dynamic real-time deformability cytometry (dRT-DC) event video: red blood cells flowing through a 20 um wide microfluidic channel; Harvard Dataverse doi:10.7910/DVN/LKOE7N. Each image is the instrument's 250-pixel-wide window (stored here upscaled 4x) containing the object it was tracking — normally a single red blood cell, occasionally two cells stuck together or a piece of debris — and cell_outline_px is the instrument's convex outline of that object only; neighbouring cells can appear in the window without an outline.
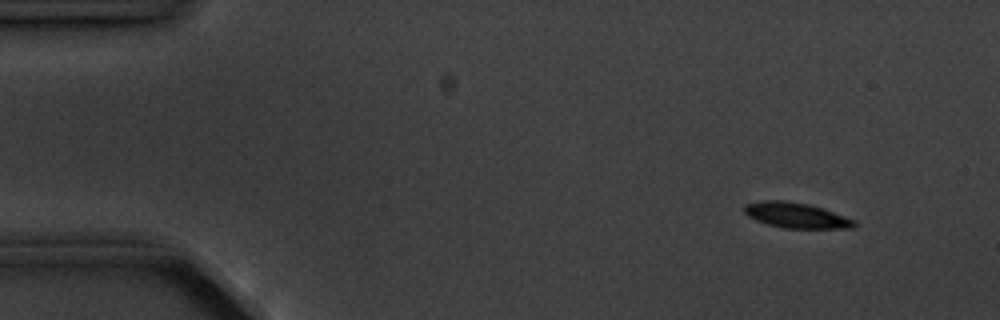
{"species": "common noctule bat (a hibernating species)", "species_latin": "Nyctalus noctula", "temperature_condition": "cold", "stored_images_in_passage": 5, "camera_frame_rate_fps": 3000, "um_per_image_px": 0.085, "animal": {"sex": "male", "body_mass_g": 20.1, "forearm_length_mm": 53.5}, "frame": {"image": 1, "passage_image": 2, "time_ms": 1.333, "image_size_px": [1000, 320], "cell_outline_px": [[856, 224], [852, 228], [784, 228], [768, 224], [756, 220], [748, 216], [740, 208], [744, 204], [760, 200], [784, 200], [808, 204], [824, 208], [856, 220]], "centroid_in_image_um": [67.64, 18.28], "position_along_channel_um": 17.4, "area_um2": 16.47}}